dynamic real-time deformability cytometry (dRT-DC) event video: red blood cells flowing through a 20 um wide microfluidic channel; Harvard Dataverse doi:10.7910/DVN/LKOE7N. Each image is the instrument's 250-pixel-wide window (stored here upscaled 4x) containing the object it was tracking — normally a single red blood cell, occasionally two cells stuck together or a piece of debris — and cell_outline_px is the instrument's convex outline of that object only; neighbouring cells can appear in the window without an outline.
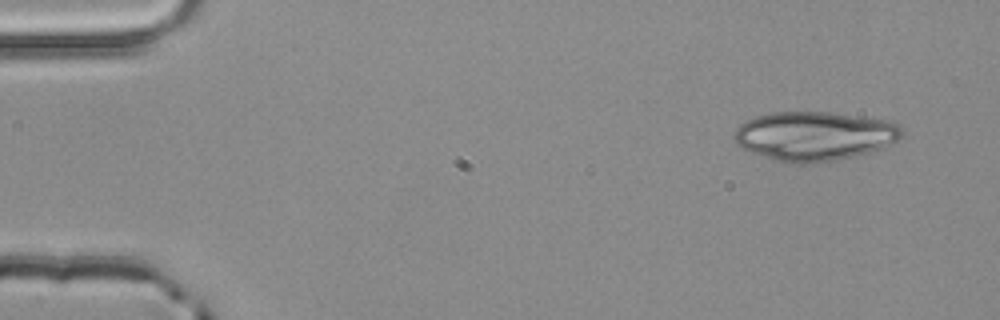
{"species": "common noctule bat (a hibernating species)", "species_latin": "Nyctalus noctula", "temperature_condition": "room temperature", "stored_images_in_passage": 2, "camera_frame_rate_fps": 3000, "um_per_image_px": 0.085, "animal": {"sex": "male", "body_mass_g": 20.4}, "frame": {"image": 1, "passage_image": 1, "time_ms": 0.0, "image_size_px": [1000, 320], "cell_outline_px": [[904, 136], [880, 148], [868, 152], [836, 160], [800, 164], [788, 164], [740, 148], [736, 144], [732, 136], [732, 132], [740, 124], [756, 116], [772, 112], [832, 112], [892, 120], [900, 124], [904, 128]], "centroid_in_image_um": [69.23, 11.54], "position_along_channel_um": 15.8, "area_um2": 48.44}}